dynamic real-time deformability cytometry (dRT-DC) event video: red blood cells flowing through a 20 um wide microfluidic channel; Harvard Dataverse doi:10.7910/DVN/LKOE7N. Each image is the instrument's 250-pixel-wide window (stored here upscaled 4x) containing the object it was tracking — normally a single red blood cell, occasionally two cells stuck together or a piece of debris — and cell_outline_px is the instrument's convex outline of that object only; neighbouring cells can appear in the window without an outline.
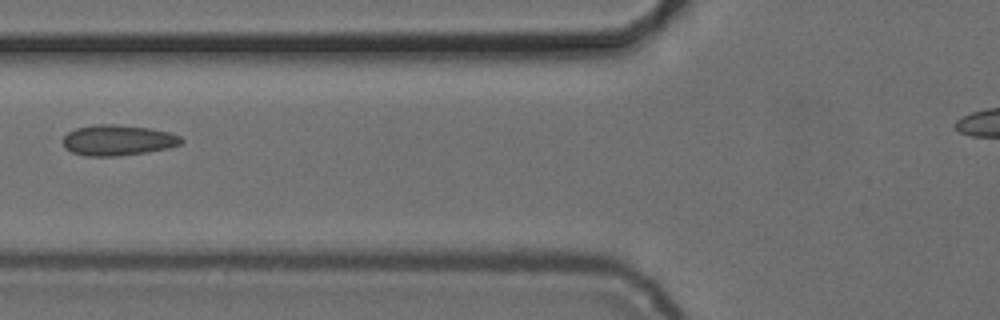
{"species": "common noctule bat (a hibernating species)", "species_latin": "Nyctalus noctula", "temperature_condition": "cold", "stored_images_in_passage": 6, "camera_frame_rate_fps": 3000, "um_per_image_px": 0.085, "animal": {"sex": "female", "body_mass_g": 24.6, "forearm_length_mm": 56.2}, "frame": {"image": 1, "passage_image": 6, "time_ms": 6.0, "image_size_px": [1000, 320], "cell_outline_px": [[184, 140], [180, 144], [168, 148], [148, 152], [116, 156], [84, 156], [72, 152], [64, 148], [64, 136], [68, 132], [76, 128], [96, 124], [116, 124], [148, 128], [168, 132], [180, 136]], "centroid_in_image_um": [10.01, 11.92], "position_along_channel_um": 115.8, "area_um2": 21.1}}